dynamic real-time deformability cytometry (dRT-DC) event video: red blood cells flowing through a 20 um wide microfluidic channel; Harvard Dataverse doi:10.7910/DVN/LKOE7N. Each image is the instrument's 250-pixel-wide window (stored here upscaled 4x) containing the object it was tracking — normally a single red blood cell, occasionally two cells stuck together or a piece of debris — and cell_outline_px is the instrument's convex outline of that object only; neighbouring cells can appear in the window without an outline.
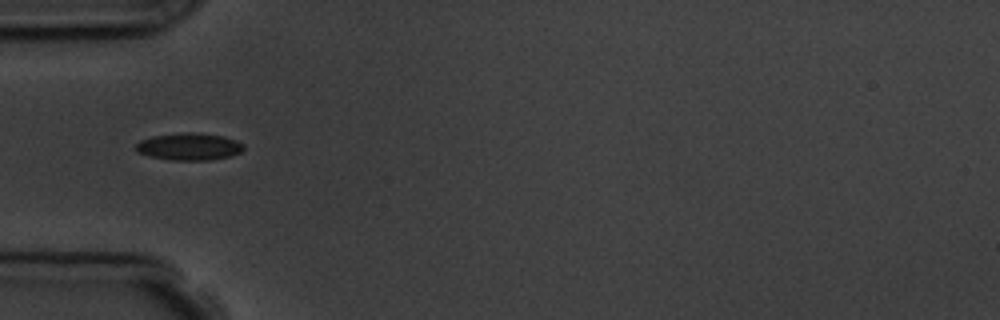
{"species": "common noctule bat (a hibernating species)", "species_latin": "Nyctalus noctula", "temperature_condition": "room temperature", "stored_images_in_passage": 3, "camera_frame_rate_fps": 3000, "um_per_image_px": 0.085, "animal": {"sex": "male", "body_mass_g": 19.5, "forearm_length_mm": 54.6}, "frame": {"image": 1, "passage_image": 2, "time_ms": 1.0, "image_size_px": [1000, 320], "cell_outline_px": [[244, 148], [240, 152], [232, 156], [208, 160], [168, 160], [148, 156], [136, 152], [136, 144], [140, 140], [152, 136], [180, 132], [200, 132], [224, 136], [236, 140], [244, 144]], "centroid_in_image_um": [16.07, 12.45], "position_along_channel_um": 68.9, "area_um2": 17.4}}